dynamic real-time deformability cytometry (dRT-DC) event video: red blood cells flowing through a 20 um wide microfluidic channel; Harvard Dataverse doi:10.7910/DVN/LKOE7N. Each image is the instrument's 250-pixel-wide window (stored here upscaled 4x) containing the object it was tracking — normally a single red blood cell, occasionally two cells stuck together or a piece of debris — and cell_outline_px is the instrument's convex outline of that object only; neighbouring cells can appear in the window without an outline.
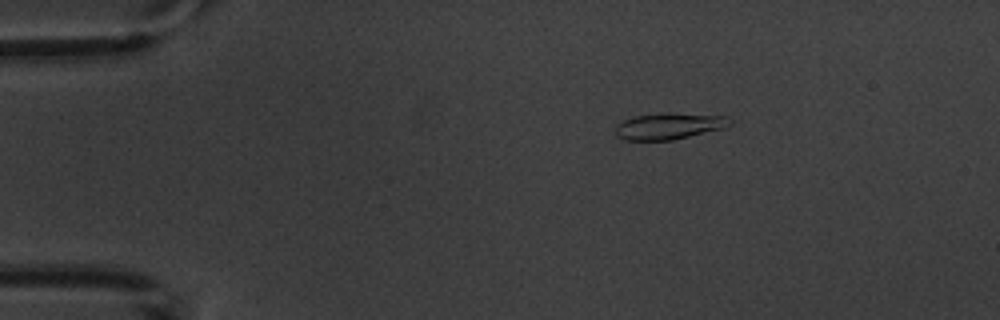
{"species": "common noctule bat (a hibernating species)", "species_latin": "Nyctalus noctula", "temperature_condition": "warm", "stored_images_in_passage": 6, "camera_frame_rate_fps": 3000, "um_per_image_px": 0.085, "animal": {"sex": "male", "body_mass_g": 20.1, "forearm_length_mm": 53.5}, "frame": {"image": 1, "passage_image": 3, "time_ms": 2.333, "image_size_px": [1000, 320], "cell_outline_px": [[732, 124], [724, 128], [672, 140], [624, 140], [616, 136], [616, 124], [624, 120], [636, 116], [664, 112], [672, 112], [728, 116], [732, 120]], "centroid_in_image_um": [56.89, 10.7], "position_along_channel_um": 28.1, "area_um2": 17.8}}